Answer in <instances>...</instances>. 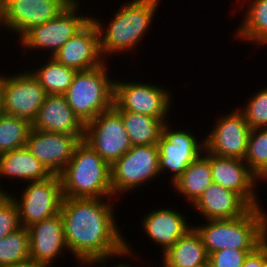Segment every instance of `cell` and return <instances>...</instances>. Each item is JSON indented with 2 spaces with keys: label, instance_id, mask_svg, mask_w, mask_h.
Here are the masks:
<instances>
[{
  "label": "cell",
  "instance_id": "obj_6",
  "mask_svg": "<svg viewBox=\"0 0 267 267\" xmlns=\"http://www.w3.org/2000/svg\"><path fill=\"white\" fill-rule=\"evenodd\" d=\"M159 174L158 146H132L111 166L113 199L119 193L124 194L133 188L136 189Z\"/></svg>",
  "mask_w": 267,
  "mask_h": 267
},
{
  "label": "cell",
  "instance_id": "obj_35",
  "mask_svg": "<svg viewBox=\"0 0 267 267\" xmlns=\"http://www.w3.org/2000/svg\"><path fill=\"white\" fill-rule=\"evenodd\" d=\"M0 267H49V265L34 261L32 259H29V260L21 262V263L4 265V266H0Z\"/></svg>",
  "mask_w": 267,
  "mask_h": 267
},
{
  "label": "cell",
  "instance_id": "obj_12",
  "mask_svg": "<svg viewBox=\"0 0 267 267\" xmlns=\"http://www.w3.org/2000/svg\"><path fill=\"white\" fill-rule=\"evenodd\" d=\"M169 125L167 122L164 124L162 135L157 142L159 171L160 174L167 170L173 172L171 181L174 183L187 167L202 155L204 142H199L191 132L175 131L170 129Z\"/></svg>",
  "mask_w": 267,
  "mask_h": 267
},
{
  "label": "cell",
  "instance_id": "obj_32",
  "mask_svg": "<svg viewBox=\"0 0 267 267\" xmlns=\"http://www.w3.org/2000/svg\"><path fill=\"white\" fill-rule=\"evenodd\" d=\"M19 209L11 194L0 193V239L20 228Z\"/></svg>",
  "mask_w": 267,
  "mask_h": 267
},
{
  "label": "cell",
  "instance_id": "obj_30",
  "mask_svg": "<svg viewBox=\"0 0 267 267\" xmlns=\"http://www.w3.org/2000/svg\"><path fill=\"white\" fill-rule=\"evenodd\" d=\"M244 162L259 180L267 173V128L250 130Z\"/></svg>",
  "mask_w": 267,
  "mask_h": 267
},
{
  "label": "cell",
  "instance_id": "obj_40",
  "mask_svg": "<svg viewBox=\"0 0 267 267\" xmlns=\"http://www.w3.org/2000/svg\"><path fill=\"white\" fill-rule=\"evenodd\" d=\"M0 193H7V192L4 191L3 188L0 186Z\"/></svg>",
  "mask_w": 267,
  "mask_h": 267
},
{
  "label": "cell",
  "instance_id": "obj_24",
  "mask_svg": "<svg viewBox=\"0 0 267 267\" xmlns=\"http://www.w3.org/2000/svg\"><path fill=\"white\" fill-rule=\"evenodd\" d=\"M212 184V172L210 167V153L200 155L193 161L183 174L172 183L173 188L177 189L193 205Z\"/></svg>",
  "mask_w": 267,
  "mask_h": 267
},
{
  "label": "cell",
  "instance_id": "obj_26",
  "mask_svg": "<svg viewBox=\"0 0 267 267\" xmlns=\"http://www.w3.org/2000/svg\"><path fill=\"white\" fill-rule=\"evenodd\" d=\"M249 1L246 17L242 20L241 27H238L236 38L267 45V0Z\"/></svg>",
  "mask_w": 267,
  "mask_h": 267
},
{
  "label": "cell",
  "instance_id": "obj_29",
  "mask_svg": "<svg viewBox=\"0 0 267 267\" xmlns=\"http://www.w3.org/2000/svg\"><path fill=\"white\" fill-rule=\"evenodd\" d=\"M30 259L29 231L20 227L0 239V266L21 263Z\"/></svg>",
  "mask_w": 267,
  "mask_h": 267
},
{
  "label": "cell",
  "instance_id": "obj_10",
  "mask_svg": "<svg viewBox=\"0 0 267 267\" xmlns=\"http://www.w3.org/2000/svg\"><path fill=\"white\" fill-rule=\"evenodd\" d=\"M79 2L73 0L56 18L31 28L21 38L24 49L51 51V57L91 18L77 13Z\"/></svg>",
  "mask_w": 267,
  "mask_h": 267
},
{
  "label": "cell",
  "instance_id": "obj_41",
  "mask_svg": "<svg viewBox=\"0 0 267 267\" xmlns=\"http://www.w3.org/2000/svg\"><path fill=\"white\" fill-rule=\"evenodd\" d=\"M266 178H267V173L260 180L266 179Z\"/></svg>",
  "mask_w": 267,
  "mask_h": 267
},
{
  "label": "cell",
  "instance_id": "obj_16",
  "mask_svg": "<svg viewBox=\"0 0 267 267\" xmlns=\"http://www.w3.org/2000/svg\"><path fill=\"white\" fill-rule=\"evenodd\" d=\"M52 57L76 71L90 70L102 65L105 60L100 53L99 33L93 20L90 19Z\"/></svg>",
  "mask_w": 267,
  "mask_h": 267
},
{
  "label": "cell",
  "instance_id": "obj_37",
  "mask_svg": "<svg viewBox=\"0 0 267 267\" xmlns=\"http://www.w3.org/2000/svg\"><path fill=\"white\" fill-rule=\"evenodd\" d=\"M264 267H267V239L264 241Z\"/></svg>",
  "mask_w": 267,
  "mask_h": 267
},
{
  "label": "cell",
  "instance_id": "obj_15",
  "mask_svg": "<svg viewBox=\"0 0 267 267\" xmlns=\"http://www.w3.org/2000/svg\"><path fill=\"white\" fill-rule=\"evenodd\" d=\"M73 0H15L1 11V24L20 38L31 28L56 18Z\"/></svg>",
  "mask_w": 267,
  "mask_h": 267
},
{
  "label": "cell",
  "instance_id": "obj_18",
  "mask_svg": "<svg viewBox=\"0 0 267 267\" xmlns=\"http://www.w3.org/2000/svg\"><path fill=\"white\" fill-rule=\"evenodd\" d=\"M30 259L51 266L61 252L68 250L62 216L57 214L28 228Z\"/></svg>",
  "mask_w": 267,
  "mask_h": 267
},
{
  "label": "cell",
  "instance_id": "obj_14",
  "mask_svg": "<svg viewBox=\"0 0 267 267\" xmlns=\"http://www.w3.org/2000/svg\"><path fill=\"white\" fill-rule=\"evenodd\" d=\"M83 138L84 134H63L32 128L26 147L51 174L59 175Z\"/></svg>",
  "mask_w": 267,
  "mask_h": 267
},
{
  "label": "cell",
  "instance_id": "obj_38",
  "mask_svg": "<svg viewBox=\"0 0 267 267\" xmlns=\"http://www.w3.org/2000/svg\"><path fill=\"white\" fill-rule=\"evenodd\" d=\"M103 267H105V266H103ZM115 267H131V264H127L126 262L125 263L121 262V263H118Z\"/></svg>",
  "mask_w": 267,
  "mask_h": 267
},
{
  "label": "cell",
  "instance_id": "obj_5",
  "mask_svg": "<svg viewBox=\"0 0 267 267\" xmlns=\"http://www.w3.org/2000/svg\"><path fill=\"white\" fill-rule=\"evenodd\" d=\"M105 62L93 69L77 71L63 94L72 111L85 124L114 105V79Z\"/></svg>",
  "mask_w": 267,
  "mask_h": 267
},
{
  "label": "cell",
  "instance_id": "obj_23",
  "mask_svg": "<svg viewBox=\"0 0 267 267\" xmlns=\"http://www.w3.org/2000/svg\"><path fill=\"white\" fill-rule=\"evenodd\" d=\"M52 174L24 146L0 155V177L10 176L21 181H40Z\"/></svg>",
  "mask_w": 267,
  "mask_h": 267
},
{
  "label": "cell",
  "instance_id": "obj_4",
  "mask_svg": "<svg viewBox=\"0 0 267 267\" xmlns=\"http://www.w3.org/2000/svg\"><path fill=\"white\" fill-rule=\"evenodd\" d=\"M159 3V0L127 2L116 11L115 17L112 18L113 20L110 21L107 28L104 27V23L92 17L99 33V48L102 58L105 60L104 57L115 52L134 51L150 28Z\"/></svg>",
  "mask_w": 267,
  "mask_h": 267
},
{
  "label": "cell",
  "instance_id": "obj_36",
  "mask_svg": "<svg viewBox=\"0 0 267 267\" xmlns=\"http://www.w3.org/2000/svg\"><path fill=\"white\" fill-rule=\"evenodd\" d=\"M15 0H0V12L10 3Z\"/></svg>",
  "mask_w": 267,
  "mask_h": 267
},
{
  "label": "cell",
  "instance_id": "obj_3",
  "mask_svg": "<svg viewBox=\"0 0 267 267\" xmlns=\"http://www.w3.org/2000/svg\"><path fill=\"white\" fill-rule=\"evenodd\" d=\"M263 210L251 207L238 218L207 220L206 225L194 226L208 256L227 248L255 250L260 246L267 239V212Z\"/></svg>",
  "mask_w": 267,
  "mask_h": 267
},
{
  "label": "cell",
  "instance_id": "obj_1",
  "mask_svg": "<svg viewBox=\"0 0 267 267\" xmlns=\"http://www.w3.org/2000/svg\"><path fill=\"white\" fill-rule=\"evenodd\" d=\"M111 199H62L60 214L68 252L82 265L102 266L114 256L134 255L117 228Z\"/></svg>",
  "mask_w": 267,
  "mask_h": 267
},
{
  "label": "cell",
  "instance_id": "obj_27",
  "mask_svg": "<svg viewBox=\"0 0 267 267\" xmlns=\"http://www.w3.org/2000/svg\"><path fill=\"white\" fill-rule=\"evenodd\" d=\"M48 59L49 62L47 61L46 64L31 73L47 94L63 95L71 85L77 71L59 63L51 56Z\"/></svg>",
  "mask_w": 267,
  "mask_h": 267
},
{
  "label": "cell",
  "instance_id": "obj_20",
  "mask_svg": "<svg viewBox=\"0 0 267 267\" xmlns=\"http://www.w3.org/2000/svg\"><path fill=\"white\" fill-rule=\"evenodd\" d=\"M193 207L207 220L235 219L251 208L239 194L215 182L203 192Z\"/></svg>",
  "mask_w": 267,
  "mask_h": 267
},
{
  "label": "cell",
  "instance_id": "obj_13",
  "mask_svg": "<svg viewBox=\"0 0 267 267\" xmlns=\"http://www.w3.org/2000/svg\"><path fill=\"white\" fill-rule=\"evenodd\" d=\"M243 113L238 109L216 121L204 142V151L221 157L244 160L250 132Z\"/></svg>",
  "mask_w": 267,
  "mask_h": 267
},
{
  "label": "cell",
  "instance_id": "obj_19",
  "mask_svg": "<svg viewBox=\"0 0 267 267\" xmlns=\"http://www.w3.org/2000/svg\"><path fill=\"white\" fill-rule=\"evenodd\" d=\"M32 128L63 134H84L85 124L69 107L64 95L48 94Z\"/></svg>",
  "mask_w": 267,
  "mask_h": 267
},
{
  "label": "cell",
  "instance_id": "obj_25",
  "mask_svg": "<svg viewBox=\"0 0 267 267\" xmlns=\"http://www.w3.org/2000/svg\"><path fill=\"white\" fill-rule=\"evenodd\" d=\"M123 119L132 146L157 145L166 119H157L128 110H117Z\"/></svg>",
  "mask_w": 267,
  "mask_h": 267
},
{
  "label": "cell",
  "instance_id": "obj_7",
  "mask_svg": "<svg viewBox=\"0 0 267 267\" xmlns=\"http://www.w3.org/2000/svg\"><path fill=\"white\" fill-rule=\"evenodd\" d=\"M83 140L110 166L132 147L121 114L113 106L85 123Z\"/></svg>",
  "mask_w": 267,
  "mask_h": 267
},
{
  "label": "cell",
  "instance_id": "obj_33",
  "mask_svg": "<svg viewBox=\"0 0 267 267\" xmlns=\"http://www.w3.org/2000/svg\"><path fill=\"white\" fill-rule=\"evenodd\" d=\"M253 250H238L227 248L211 253L208 267H242L249 252Z\"/></svg>",
  "mask_w": 267,
  "mask_h": 267
},
{
  "label": "cell",
  "instance_id": "obj_39",
  "mask_svg": "<svg viewBox=\"0 0 267 267\" xmlns=\"http://www.w3.org/2000/svg\"><path fill=\"white\" fill-rule=\"evenodd\" d=\"M4 115L3 112V105H2V99H1V95H0V118Z\"/></svg>",
  "mask_w": 267,
  "mask_h": 267
},
{
  "label": "cell",
  "instance_id": "obj_21",
  "mask_svg": "<svg viewBox=\"0 0 267 267\" xmlns=\"http://www.w3.org/2000/svg\"><path fill=\"white\" fill-rule=\"evenodd\" d=\"M141 224L148 237L162 246L163 254L191 228L180 212L167 208L152 210Z\"/></svg>",
  "mask_w": 267,
  "mask_h": 267
},
{
  "label": "cell",
  "instance_id": "obj_8",
  "mask_svg": "<svg viewBox=\"0 0 267 267\" xmlns=\"http://www.w3.org/2000/svg\"><path fill=\"white\" fill-rule=\"evenodd\" d=\"M0 95L4 114L33 123L48 94L31 71L26 70L11 77L1 74Z\"/></svg>",
  "mask_w": 267,
  "mask_h": 267
},
{
  "label": "cell",
  "instance_id": "obj_22",
  "mask_svg": "<svg viewBox=\"0 0 267 267\" xmlns=\"http://www.w3.org/2000/svg\"><path fill=\"white\" fill-rule=\"evenodd\" d=\"M208 254L200 234L191 228L163 254V267H208Z\"/></svg>",
  "mask_w": 267,
  "mask_h": 267
},
{
  "label": "cell",
  "instance_id": "obj_31",
  "mask_svg": "<svg viewBox=\"0 0 267 267\" xmlns=\"http://www.w3.org/2000/svg\"><path fill=\"white\" fill-rule=\"evenodd\" d=\"M242 110L250 129L267 128V88L260 89Z\"/></svg>",
  "mask_w": 267,
  "mask_h": 267
},
{
  "label": "cell",
  "instance_id": "obj_2",
  "mask_svg": "<svg viewBox=\"0 0 267 267\" xmlns=\"http://www.w3.org/2000/svg\"><path fill=\"white\" fill-rule=\"evenodd\" d=\"M63 198H112L111 166L83 139L59 174Z\"/></svg>",
  "mask_w": 267,
  "mask_h": 267
},
{
  "label": "cell",
  "instance_id": "obj_28",
  "mask_svg": "<svg viewBox=\"0 0 267 267\" xmlns=\"http://www.w3.org/2000/svg\"><path fill=\"white\" fill-rule=\"evenodd\" d=\"M32 123L4 114L0 118V155L26 146Z\"/></svg>",
  "mask_w": 267,
  "mask_h": 267
},
{
  "label": "cell",
  "instance_id": "obj_17",
  "mask_svg": "<svg viewBox=\"0 0 267 267\" xmlns=\"http://www.w3.org/2000/svg\"><path fill=\"white\" fill-rule=\"evenodd\" d=\"M210 167L212 182L236 192L251 207H260L254 191L259 179L250 171L244 160L210 154Z\"/></svg>",
  "mask_w": 267,
  "mask_h": 267
},
{
  "label": "cell",
  "instance_id": "obj_11",
  "mask_svg": "<svg viewBox=\"0 0 267 267\" xmlns=\"http://www.w3.org/2000/svg\"><path fill=\"white\" fill-rule=\"evenodd\" d=\"M171 98L170 92L161 86L114 81L113 107L116 110H128L157 119H167Z\"/></svg>",
  "mask_w": 267,
  "mask_h": 267
},
{
  "label": "cell",
  "instance_id": "obj_9",
  "mask_svg": "<svg viewBox=\"0 0 267 267\" xmlns=\"http://www.w3.org/2000/svg\"><path fill=\"white\" fill-rule=\"evenodd\" d=\"M29 183L20 200L11 195L19 209L20 226L26 228L59 214L63 199L59 175Z\"/></svg>",
  "mask_w": 267,
  "mask_h": 267
},
{
  "label": "cell",
  "instance_id": "obj_34",
  "mask_svg": "<svg viewBox=\"0 0 267 267\" xmlns=\"http://www.w3.org/2000/svg\"><path fill=\"white\" fill-rule=\"evenodd\" d=\"M242 267H264V242L248 253Z\"/></svg>",
  "mask_w": 267,
  "mask_h": 267
}]
</instances>
